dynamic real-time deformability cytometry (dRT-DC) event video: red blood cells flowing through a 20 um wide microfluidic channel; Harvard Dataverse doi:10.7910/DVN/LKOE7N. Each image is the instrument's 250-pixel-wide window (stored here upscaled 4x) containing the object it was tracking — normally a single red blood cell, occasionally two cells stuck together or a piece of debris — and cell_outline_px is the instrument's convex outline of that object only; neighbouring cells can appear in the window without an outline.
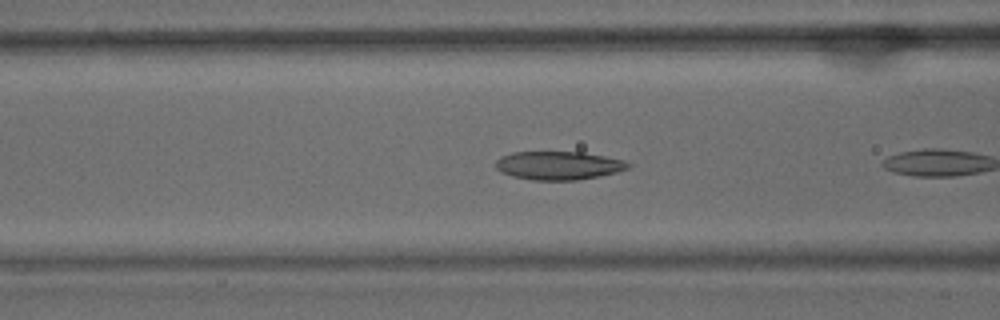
{"species": "common noctule bat (a hibernating species)", "species_latin": "Nyctalus noctula", "temperature_condition": "warm", "stored_images_in_passage": 6, "camera_frame_rate_fps": 3000, "um_per_image_px": 0.085, "animal": {"sex": "male", "body_mass_g": 15.6}, "frame": {"image": 1, "passage_image": 5, "time_ms": 1.333, "image_size_px": [1000, 320], "cell_outline_px": [[632, 164], [628, 168], [616, 172], [600, 176], [576, 180], [532, 180], [512, 176], [500, 172], [496, 168], [496, 160], [500, 156], [512, 152], [584, 152], [624, 160]], "centroid_in_image_um": [47.46, 14.06], "position_along_channel_um": 119.1, "area_um2": 22.02}}